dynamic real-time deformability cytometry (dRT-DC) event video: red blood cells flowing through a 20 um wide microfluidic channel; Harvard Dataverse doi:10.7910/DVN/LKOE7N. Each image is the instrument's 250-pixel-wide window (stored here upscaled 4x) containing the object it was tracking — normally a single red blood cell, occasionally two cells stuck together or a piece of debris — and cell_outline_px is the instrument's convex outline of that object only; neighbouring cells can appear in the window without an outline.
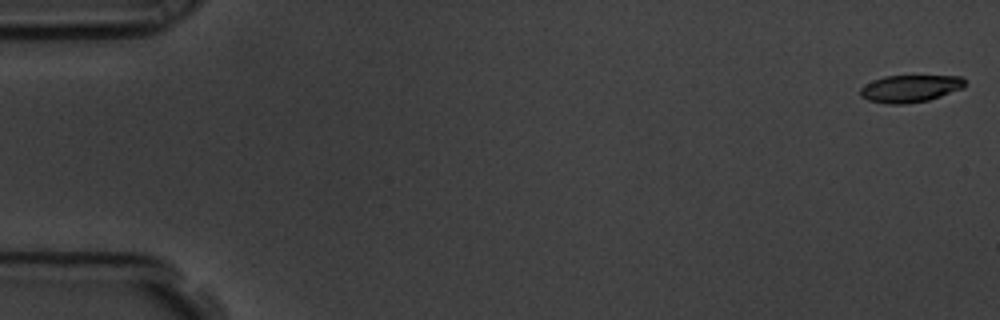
{"species": "common noctule bat (a hibernating species)", "species_latin": "Nyctalus noctula", "temperature_condition": "room temperature", "stored_images_in_passage": 41, "camera_frame_rate_fps": 3000, "um_per_image_px": 0.085, "animal": {"sex": "male", "body_mass_g": 19.5, "forearm_length_mm": 54.6}, "frame": {"image": 1, "passage_image": 1, "time_ms": 0.0, "image_size_px": [1000, 320], "cell_outline_px": [[968, 84], [964, 88], [928, 100], [904, 104], [888, 104], [868, 100], [860, 96], [860, 88], [864, 84], [872, 80], [884, 76], [960, 76]], "centroid_in_image_um": [77.35, 7.52], "position_along_channel_um": 7.7, "area_um2": 16.7}}
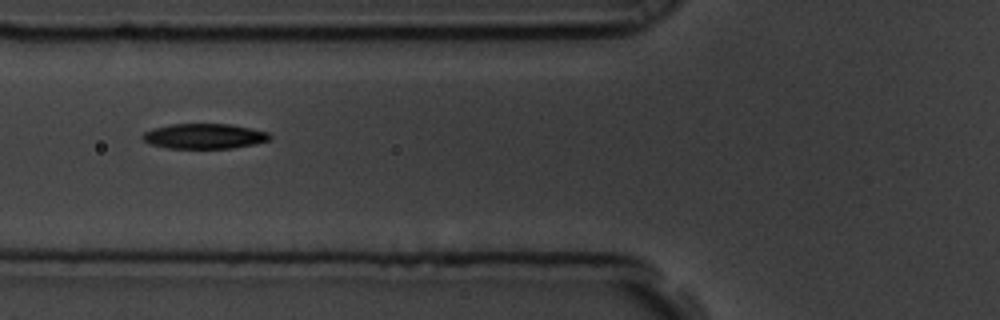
{"frame": {"image": 2, "passage_image": 22, "time_ms": 7.0, "image_size_px": [1000, 320], "cell_outline_px": [[272, 136], [268, 140], [252, 144], [232, 148], [168, 148], [152, 144], [144, 140], [140, 136], [144, 132], [152, 128], [172, 124], [232, 124], [268, 132]], "centroid_in_image_um": [17.34, 11.56], "position_along_channel_um": 108.5, "area_um2": 18.5}}
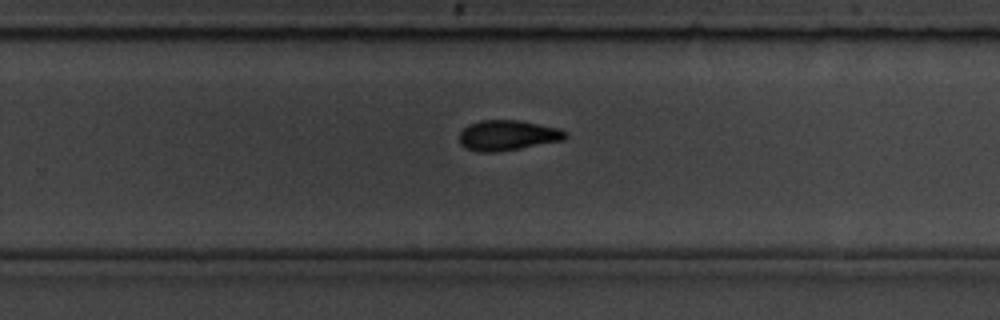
{"frame": {"image": 3, "passage_image": 37, "time_ms": 12.0, "image_size_px": [1000, 320], "cell_outline_px": [[568, 136], [564, 140], [520, 148], [496, 152], [480, 152], [464, 148], [460, 144], [460, 132], [468, 124], [480, 120], [516, 120], [560, 128], [568, 132]], "centroid_in_image_um": [43.15, 11.5], "position_along_channel_um": 286.7, "area_um2": 18.79}}